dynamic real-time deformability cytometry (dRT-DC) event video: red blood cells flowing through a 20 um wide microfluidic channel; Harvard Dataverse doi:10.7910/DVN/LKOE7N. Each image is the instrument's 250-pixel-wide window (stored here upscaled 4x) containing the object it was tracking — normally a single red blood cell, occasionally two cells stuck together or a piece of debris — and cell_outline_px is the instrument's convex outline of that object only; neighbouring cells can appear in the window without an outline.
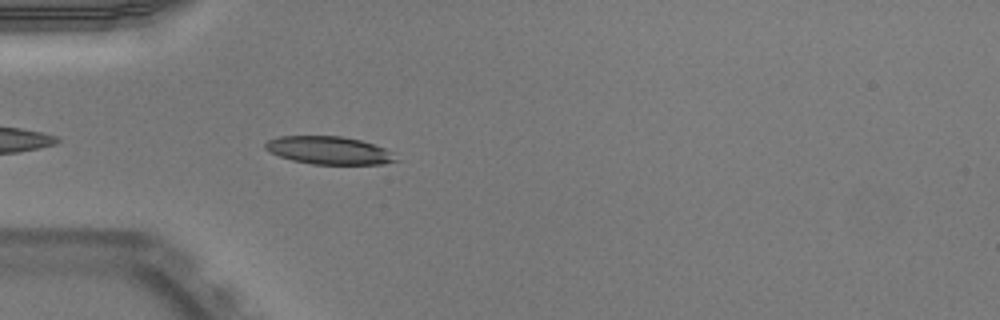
{"species": "Egyptian fruit bat (a non-hibernating species)", "species_latin": "Rousettus aegyptiacus", "temperature_condition": "warm", "stored_images_in_passage": 13, "camera_frame_rate_fps": 3000, "um_per_image_px": 0.085, "animal": {"sex": "male"}, "frame": {"image": 1, "passage_image": 3, "time_ms": 0.667, "image_size_px": [1000, 320], "cell_outline_px": [[400, 160], [384, 164], [312, 164], [292, 160], [268, 152], [264, 148], [264, 144], [268, 140], [280, 136], [340, 136], [360, 140], [384, 148], [392, 152]], "centroid_in_image_um": [27.96, 12.78], "position_along_channel_um": 57.0, "area_um2": 21.21}}